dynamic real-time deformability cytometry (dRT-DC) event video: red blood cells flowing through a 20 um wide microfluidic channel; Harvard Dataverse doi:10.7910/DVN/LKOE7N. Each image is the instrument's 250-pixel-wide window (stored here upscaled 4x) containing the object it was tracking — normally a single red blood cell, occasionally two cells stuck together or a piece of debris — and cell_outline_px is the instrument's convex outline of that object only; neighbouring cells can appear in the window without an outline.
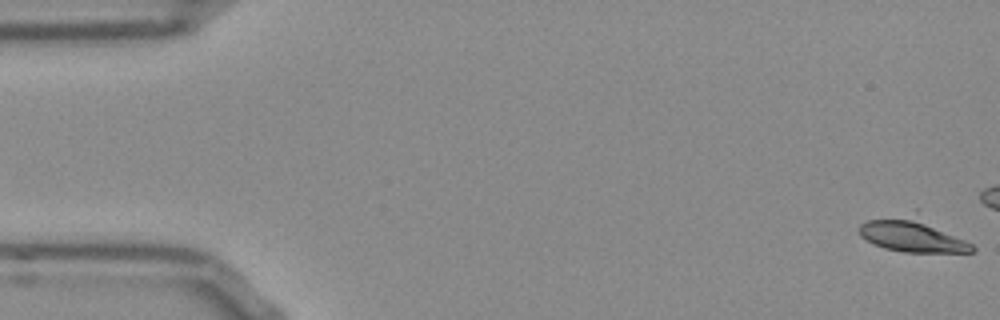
{"species": "Egyptian fruit bat (a non-hibernating species)", "species_latin": "Rousettus aegyptiacus", "temperature_condition": "room temperature", "stored_images_in_passage": 8, "camera_frame_rate_fps": 3000, "um_per_image_px": 0.085, "frame": {"image": 1, "passage_image": 1, "time_ms": 0.0, "image_size_px": [1000, 320], "cell_outline_px": [[976, 252], [904, 252], [884, 248], [860, 236], [860, 224], [868, 220], [916, 208], [972, 244], [976, 248]], "centroid_in_image_um": [77.62, 19.88], "position_along_channel_um": 7.4, "area_um2": 23.58}}